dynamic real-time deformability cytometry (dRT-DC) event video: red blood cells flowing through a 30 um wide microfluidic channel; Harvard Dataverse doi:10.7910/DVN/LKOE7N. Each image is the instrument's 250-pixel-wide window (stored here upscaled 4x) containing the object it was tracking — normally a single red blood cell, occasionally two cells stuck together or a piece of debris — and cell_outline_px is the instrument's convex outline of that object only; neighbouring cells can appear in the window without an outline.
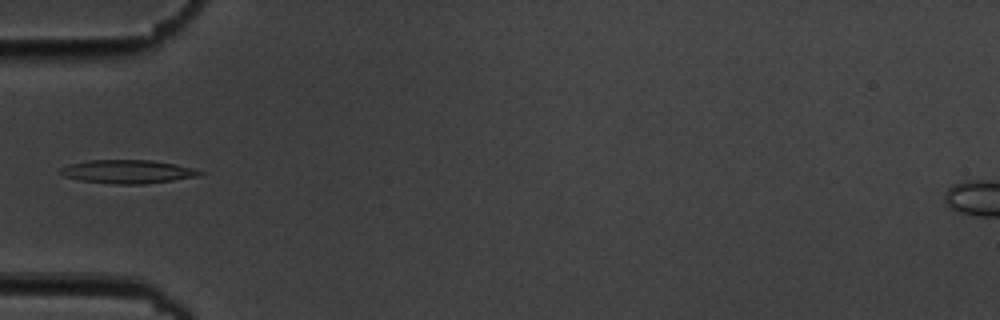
{"species": "common noctule bat (a hibernating species)", "species_latin": "Nyctalus noctula", "temperature_condition": "cold", "stored_images_in_passage": 8, "camera_frame_rate_fps": 3000, "um_per_image_px": 0.085, "animal": {"sex": "male", "body_mass_g": 19.5, "forearm_length_mm": 54.6}, "frame": {"image": 1, "passage_image": 6, "time_ms": 5.667, "image_size_px": [1000, 320], "cell_outline_px": [[208, 172], [200, 176], [144, 184], [112, 184], [80, 180], [64, 176], [56, 172], [60, 168], [68, 164], [88, 160], [152, 160], [176, 164]], "centroid_in_image_um": [10.85, 14.58], "position_along_channel_um": 74.2, "area_um2": 19.31}}
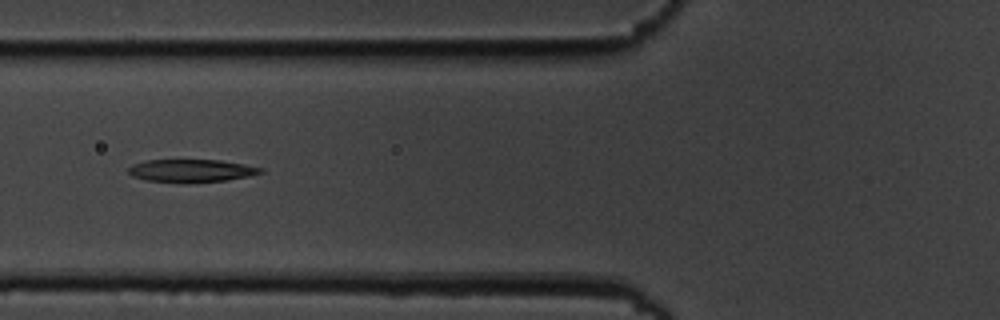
{"frame": {"image": 2, "passage_image": 7, "time_ms": 6.667, "image_size_px": [1000, 320], "cell_outline_px": [[264, 172], [252, 176], [228, 180], [184, 184], [180, 184], [148, 180], [132, 176], [128, 172], [128, 168], [132, 164], [148, 160], [220, 160], [244, 164], [264, 168]], "centroid_in_image_um": [16.3, 14.53], "position_along_channel_um": 109.5, "area_um2": 17.98}}
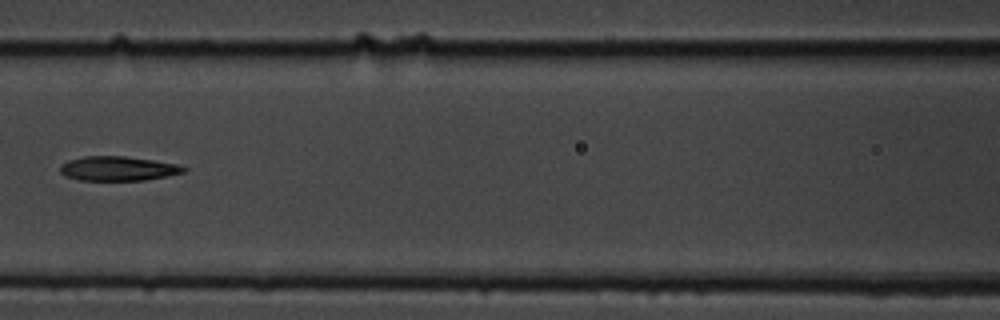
{"frame": {"image": 3, "passage_image": 8, "time_ms": 8.0, "image_size_px": [1000, 320], "cell_outline_px": [[188, 168], [184, 172], [144, 180], [80, 180], [64, 176], [60, 172], [60, 164], [68, 160], [84, 156], [124, 156], [152, 160], [176, 164]], "centroid_in_image_um": [9.97, 14.32], "position_along_channel_um": 156.6, "area_um2": 17.46}}